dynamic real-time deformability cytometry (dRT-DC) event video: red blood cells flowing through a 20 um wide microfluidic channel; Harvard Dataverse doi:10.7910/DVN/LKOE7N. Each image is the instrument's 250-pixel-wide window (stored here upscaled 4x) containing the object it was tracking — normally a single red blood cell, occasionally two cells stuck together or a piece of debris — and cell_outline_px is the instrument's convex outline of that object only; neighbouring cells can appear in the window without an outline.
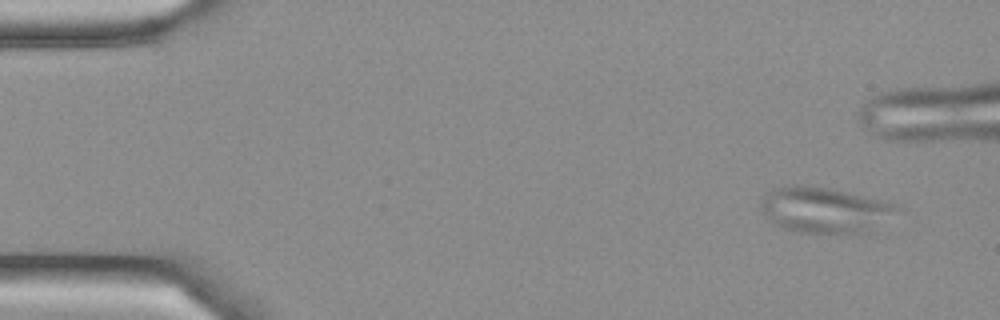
{"species": "Egyptian fruit bat (a non-hibernating species)", "species_latin": "Rousettus aegyptiacus", "temperature_condition": "cold", "stored_images_in_passage": 3, "camera_frame_rate_fps": 3000, "um_per_image_px": 0.085, "frame": {"image": 1, "passage_image": 1, "time_ms": 0.0, "image_size_px": [1000, 320], "cell_outline_px": [[904, 208], [868, 232], [804, 232], [784, 228], [772, 224], [764, 216], [760, 204], [764, 196], [772, 188], [796, 184], [804, 184], [828, 188], [880, 200], [896, 204]], "centroid_in_image_um": [70.06, 17.82], "position_along_channel_um": 14.9, "area_um2": 35.95}}